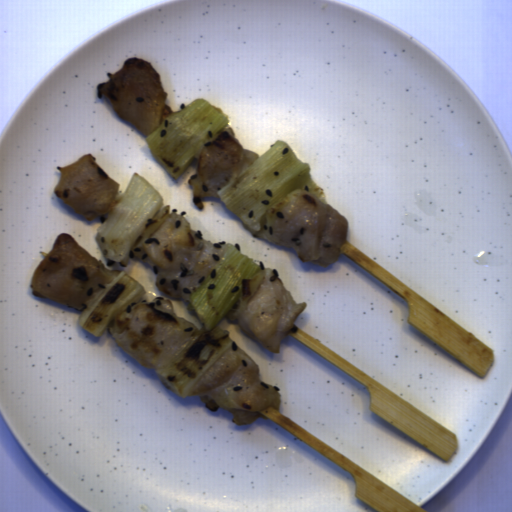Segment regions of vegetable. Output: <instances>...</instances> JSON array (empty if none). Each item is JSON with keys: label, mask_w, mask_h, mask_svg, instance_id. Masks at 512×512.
<instances>
[{"label": "vegetable", "mask_w": 512, "mask_h": 512, "mask_svg": "<svg viewBox=\"0 0 512 512\" xmlns=\"http://www.w3.org/2000/svg\"><path fill=\"white\" fill-rule=\"evenodd\" d=\"M264 267L254 263L232 244L220 263L189 299L203 328L187 340L164 369L155 372L165 388L186 398L199 379L235 341L228 329L219 324L227 317L234 320L246 309L249 299L263 282Z\"/></svg>", "instance_id": "vegetable-1"}, {"label": "vegetable", "mask_w": 512, "mask_h": 512, "mask_svg": "<svg viewBox=\"0 0 512 512\" xmlns=\"http://www.w3.org/2000/svg\"><path fill=\"white\" fill-rule=\"evenodd\" d=\"M311 169L288 143L277 140L243 174L217 193L227 210L251 234L267 239V214L291 191H304L325 204L326 193L314 183Z\"/></svg>", "instance_id": "vegetable-2"}, {"label": "vegetable", "mask_w": 512, "mask_h": 512, "mask_svg": "<svg viewBox=\"0 0 512 512\" xmlns=\"http://www.w3.org/2000/svg\"><path fill=\"white\" fill-rule=\"evenodd\" d=\"M229 118L206 99L196 98L162 120L145 137L150 152L173 179H179L202 147L227 127Z\"/></svg>", "instance_id": "vegetable-3"}, {"label": "vegetable", "mask_w": 512, "mask_h": 512, "mask_svg": "<svg viewBox=\"0 0 512 512\" xmlns=\"http://www.w3.org/2000/svg\"><path fill=\"white\" fill-rule=\"evenodd\" d=\"M163 202L156 188L138 172H133L120 200L96 231L103 256L127 267L135 240L161 212Z\"/></svg>", "instance_id": "vegetable-4"}, {"label": "vegetable", "mask_w": 512, "mask_h": 512, "mask_svg": "<svg viewBox=\"0 0 512 512\" xmlns=\"http://www.w3.org/2000/svg\"><path fill=\"white\" fill-rule=\"evenodd\" d=\"M139 281L125 271L115 277L94 304L83 310L78 325L95 337H100L119 311L145 294Z\"/></svg>", "instance_id": "vegetable-5"}]
</instances>
